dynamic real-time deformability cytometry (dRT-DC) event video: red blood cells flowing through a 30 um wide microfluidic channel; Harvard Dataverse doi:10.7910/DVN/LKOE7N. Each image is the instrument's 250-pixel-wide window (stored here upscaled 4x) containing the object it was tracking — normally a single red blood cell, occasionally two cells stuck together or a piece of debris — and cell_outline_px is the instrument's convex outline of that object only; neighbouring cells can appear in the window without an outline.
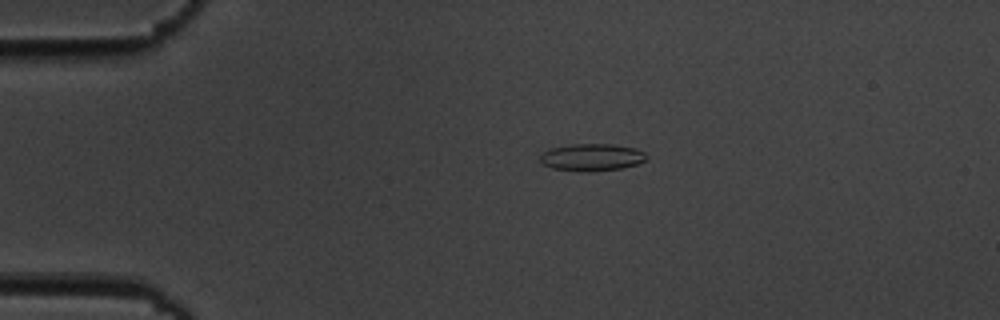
{"species": "common noctule bat (a hibernating species)", "species_latin": "Nyctalus noctula", "temperature_condition": "cold", "stored_images_in_passage": 11, "camera_frame_rate_fps": 3000, "um_per_image_px": 0.085, "animal": {"sex": "male", "body_mass_g": 19.5, "forearm_length_mm": 54.6}, "frame": {"image": 1, "passage_image": 3, "time_ms": 3.0, "image_size_px": [1000, 320], "cell_outline_px": [[648, 156], [644, 160], [636, 164], [620, 168], [588, 172], [580, 172], [552, 168], [540, 164], [540, 156], [544, 152], [552, 148], [572, 144], [612, 144], [636, 148], [644, 152]], "centroid_in_image_um": [50.28, 13.37], "position_along_channel_um": 34.7, "area_um2": 16.88}}
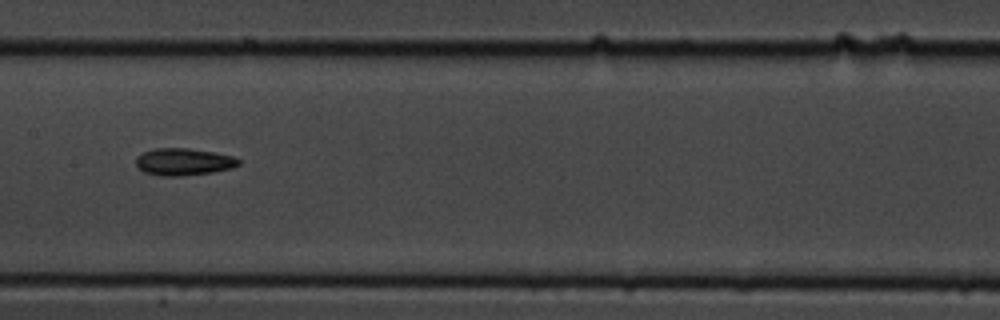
{"frame": {"image": 2, "passage_image": 8, "time_ms": 8.667, "image_size_px": [1000, 320], "cell_outline_px": [[240, 164], [232, 168], [212, 172], [184, 176], [160, 176], [144, 172], [136, 164], [136, 156], [144, 152], [156, 148], [188, 148], [216, 152], [232, 156], [240, 160]], "centroid_in_image_um": [15.61, 13.75], "position_along_channel_um": 191.8, "area_um2": 16.3}}
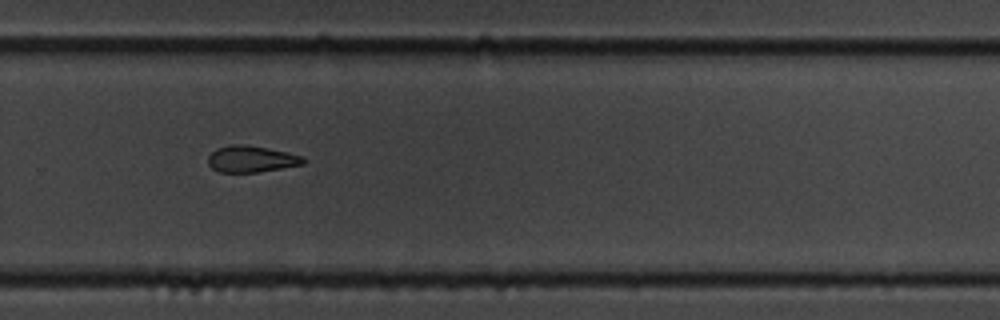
{"frame": {"image": 3, "passage_image": 11, "time_ms": 12.0, "image_size_px": [1000, 320], "cell_outline_px": [[304, 164], [256, 172], [220, 172], [212, 168], [208, 164], [208, 156], [216, 148], [232, 144], [240, 144], [268, 148], [288, 152], [304, 156]], "centroid_in_image_um": [21.35, 13.51], "position_along_channel_um": 308.5, "area_um2": 14.62}}